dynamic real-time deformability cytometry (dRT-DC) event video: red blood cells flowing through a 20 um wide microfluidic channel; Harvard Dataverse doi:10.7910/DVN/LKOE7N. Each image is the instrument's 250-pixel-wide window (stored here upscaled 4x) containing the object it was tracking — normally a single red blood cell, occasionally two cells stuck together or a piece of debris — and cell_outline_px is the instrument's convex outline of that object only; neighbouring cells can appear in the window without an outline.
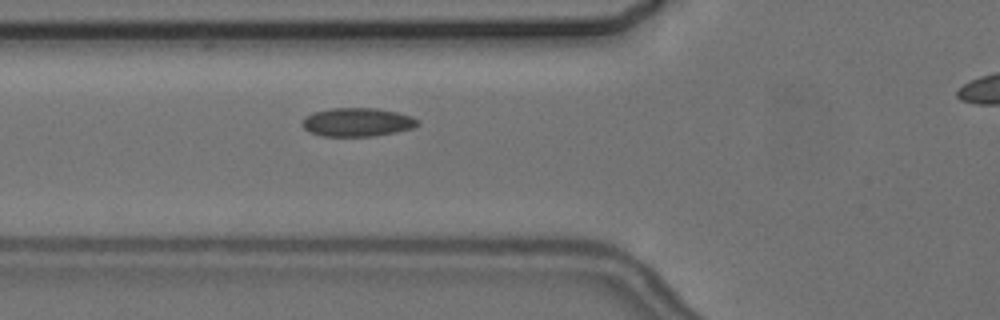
{"species": "common noctule bat (a hibernating species)", "species_latin": "Nyctalus noctula", "temperature_condition": "cold", "stored_images_in_passage": 7, "segment_of_instrument_passage": [1, 2], "camera_frame_rate_fps": 3000, "um_per_image_px": 0.085, "animal": {"sex": "female", "body_mass_g": 24.6, "forearm_length_mm": 56.2}, "frame": {"image": 1, "passage_image": 6, "time_ms": 7.333, "image_size_px": [1000, 320], "cell_outline_px": [[420, 124], [412, 128], [396, 132], [372, 136], [320, 136], [308, 132], [300, 124], [304, 116], [312, 112], [328, 108], [376, 108], [396, 112], [412, 116], [420, 120]], "centroid_in_image_um": [30.33, 10.38], "position_along_channel_um": 95.5, "area_um2": 19.54}}